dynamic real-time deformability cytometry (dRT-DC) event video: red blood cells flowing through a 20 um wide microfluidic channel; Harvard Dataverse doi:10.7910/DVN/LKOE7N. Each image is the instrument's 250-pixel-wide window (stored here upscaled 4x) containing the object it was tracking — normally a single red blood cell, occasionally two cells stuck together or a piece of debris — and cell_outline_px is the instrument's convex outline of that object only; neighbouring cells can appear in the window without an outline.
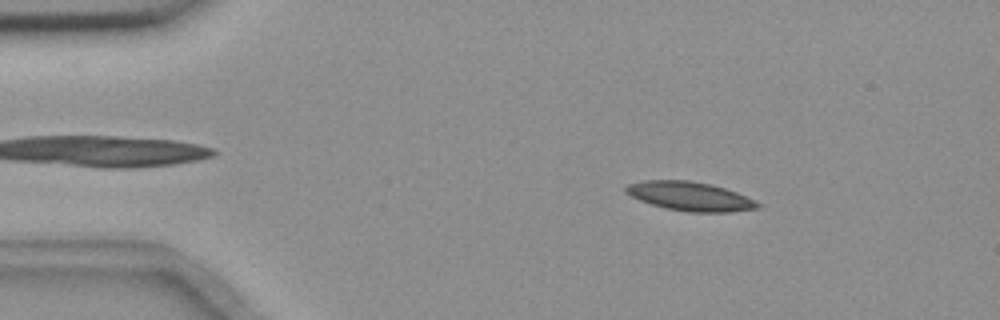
{"species": "common noctule bat (a hibernating species)", "species_latin": "Nyctalus noctula", "temperature_condition": "room temperature", "stored_images_in_passage": 54, "camera_frame_rate_fps": 3000, "um_per_image_px": 0.085, "animal": {"sex": "female", "body_mass_g": 18.4}, "frame": {"image": 1, "passage_image": 8, "time_ms": 2.333, "image_size_px": [1000, 320], "cell_outline_px": [[764, 204], [760, 208], [728, 212], [688, 212], [668, 208], [652, 204], [640, 200], [624, 192], [624, 188], [628, 184], [644, 180], [688, 180], [712, 184], [736, 192], [756, 200]], "centroid_in_image_um": [58.69, 16.68], "position_along_channel_um": 26.3, "area_um2": 22.31}}
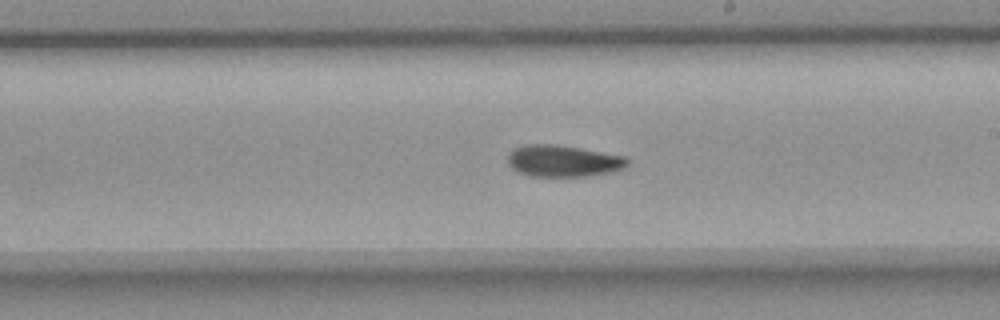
{"frame": {"image": 2, "passage_image": 31, "time_ms": 10.0, "image_size_px": [1000, 320], "cell_outline_px": [[628, 164], [624, 168], [612, 172], [588, 176], [532, 176], [516, 172], [508, 164], [508, 156], [516, 148], [524, 144], [556, 144], [580, 148], [624, 156], [628, 160]], "centroid_in_image_um": [47.87, 13.68], "position_along_channel_um": 241.1, "area_um2": 22.02}}
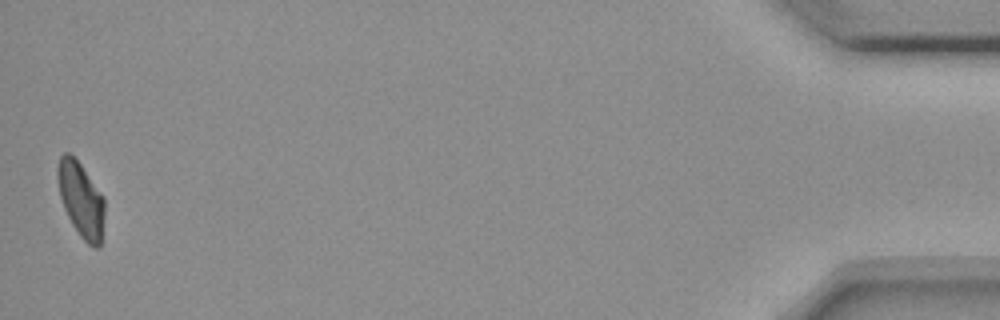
{"frame": {"image": 3, "passage_image": 54, "time_ms": 17.667, "image_size_px": [1000, 320], "cell_outline_px": [[104, 216], [100, 248], [96, 248], [88, 244], [80, 236], [72, 224], [64, 208], [60, 196], [56, 176], [56, 168], [60, 156], [64, 152], [68, 152], [80, 164], [104, 196]], "centroid_in_image_um": [6.88, 16.96], "position_along_channel_um": 428.3, "area_um2": 20.52}, "authors_computed_cell_mechanics": {"area_um2": 21.7328, "velocity_mm_per_s": 3.6493, "shape_relaxation_time_tau1_ms": 9.6083, "shape_relaxation_time_tau2_ms": null, "deformation_change_tau1": 0.1746, "deformation_change_tau2": null}}